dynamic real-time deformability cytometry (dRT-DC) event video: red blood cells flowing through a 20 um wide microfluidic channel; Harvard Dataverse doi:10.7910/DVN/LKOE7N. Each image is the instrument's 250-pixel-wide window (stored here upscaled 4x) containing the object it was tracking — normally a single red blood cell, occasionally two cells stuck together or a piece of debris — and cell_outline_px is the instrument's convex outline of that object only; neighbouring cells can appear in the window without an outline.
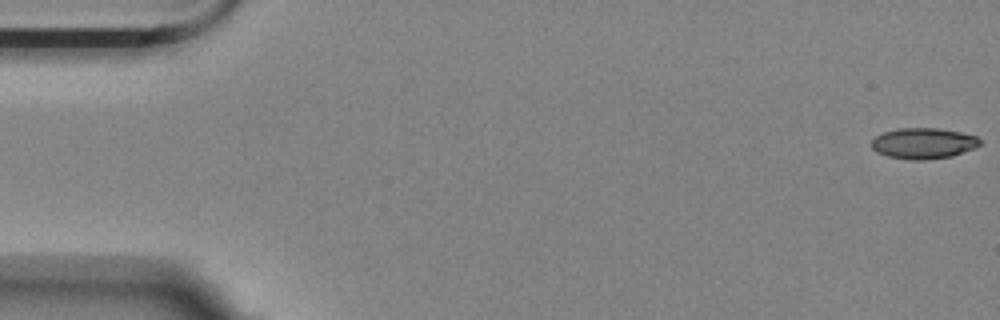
{"species": "Egyptian fruit bat (a non-hibernating species)", "species_latin": "Rousettus aegyptiacus", "temperature_condition": "room temperature", "stored_images_in_passage": 57, "camera_frame_rate_fps": 3000, "um_per_image_px": 0.085, "animal": {"sex": "female"}, "frame": {"image": 1, "passage_image": 1, "time_ms": 0.0, "image_size_px": [1000, 320], "cell_outline_px": [[980, 144], [972, 148], [952, 156], [924, 160], [908, 160], [888, 156], [876, 152], [872, 148], [872, 140], [876, 136], [884, 132], [900, 128], [940, 128], [960, 132], [976, 136], [980, 140]], "centroid_in_image_um": [78.46, 12.18], "position_along_channel_um": 6.5, "area_um2": 19.36}}
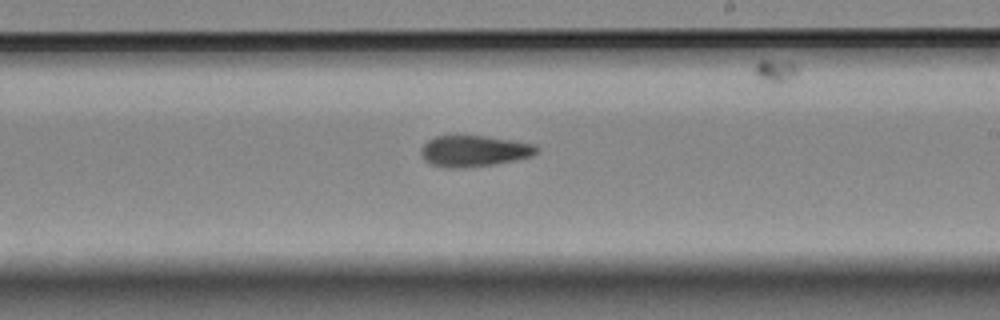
{"frame": {"image": 2, "passage_image": 33, "time_ms": 10.667, "image_size_px": [1000, 320], "cell_outline_px": [[540, 148], [532, 156], [496, 164], [468, 168], [444, 168], [428, 164], [420, 156], [420, 148], [428, 140], [436, 136], [484, 136], [512, 140], [536, 144]], "centroid_in_image_um": [40.26, 12.85], "position_along_channel_um": 248.7, "area_um2": 21.33}}
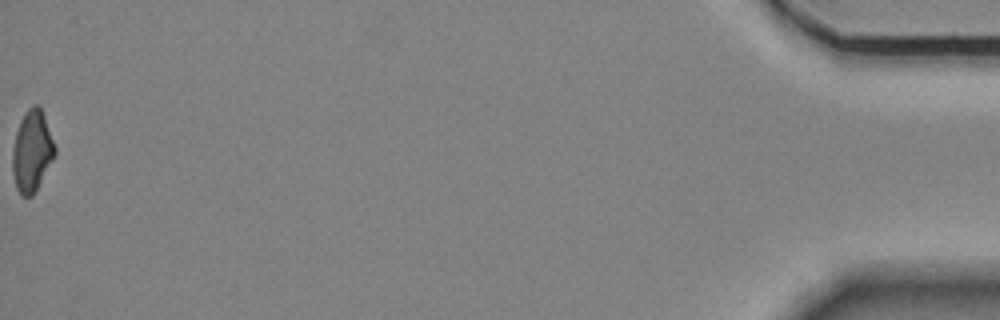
{"frame": {"image": 3, "passage_image": 57, "time_ms": 18.667, "image_size_px": [1000, 320], "cell_outline_px": [[56, 152], [32, 196], [20, 196], [16, 188], [12, 172], [12, 148], [16, 132], [20, 120], [24, 112], [32, 104], [36, 104], [40, 108], [44, 116], [56, 148]], "centroid_in_image_um": [2.68, 12.83], "position_along_channel_um": 432.5, "area_um2": 19.88}, "authors_computed_cell_mechanics": {"area_um2": 20.7502, "velocity_mm_per_s": 3.5353, "shape_relaxation_time_tau1_ms": null, "shape_relaxation_time_tau2_ms": 5.2939, "deformation_change_tau1": null, "deformation_change_tau2": 0.1223}}